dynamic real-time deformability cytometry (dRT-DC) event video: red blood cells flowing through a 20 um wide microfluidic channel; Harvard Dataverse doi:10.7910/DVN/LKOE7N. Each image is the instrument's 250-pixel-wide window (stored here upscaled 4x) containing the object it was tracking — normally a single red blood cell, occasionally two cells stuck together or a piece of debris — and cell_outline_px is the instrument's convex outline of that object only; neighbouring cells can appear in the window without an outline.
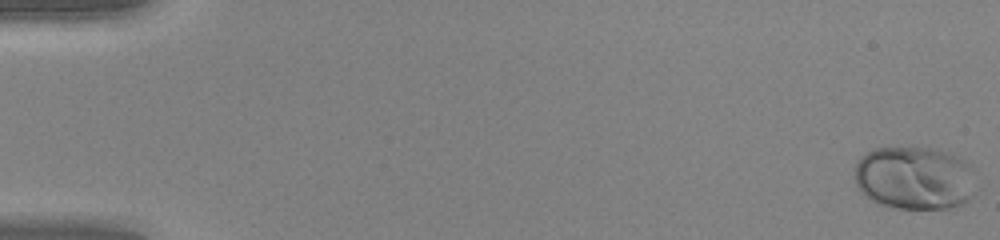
{"species": "human", "species_latin": "Homo sapiens", "temperature_condition": "warm", "stored_images_in_passage": 50, "camera_frame_rate_fps": 3000, "um_per_image_px": 0.085, "donor": {"sex": "female"}, "frame": {"image": 1, "passage_image": 1, "time_ms": 0.0, "image_size_px": [1000, 240], "cell_outline_px": [[972, 196], [964, 204], [948, 208], [896, 208], [876, 204], [860, 192], [856, 184], [856, 164], [860, 156], [872, 148], [932, 148], [952, 152], [964, 160], [968, 164]], "centroid_in_image_um": [77.66, 15.13], "position_along_channel_um": 7.3, "area_um2": 44.56}}
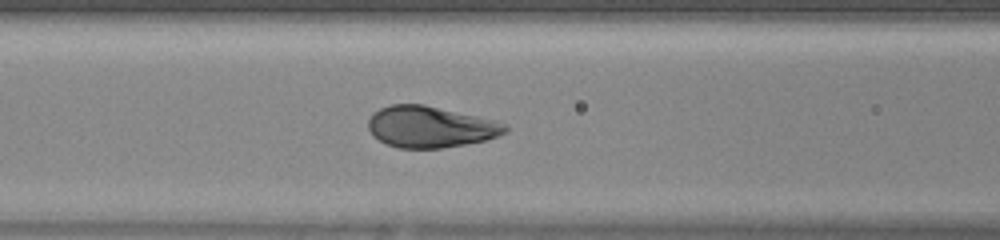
{"frame": {"image": 2, "passage_image": 22, "time_ms": 7.0, "image_size_px": [1000, 240], "cell_outline_px": [[508, 132], [500, 136], [484, 140], [464, 144], [440, 148], [400, 148], [388, 144], [380, 140], [368, 128], [368, 120], [380, 108], [392, 104], [424, 104], [496, 120], [508, 124]], "centroid_in_image_um": [36.65, 10.77], "position_along_channel_um": 130.0, "area_um2": 32.83}}
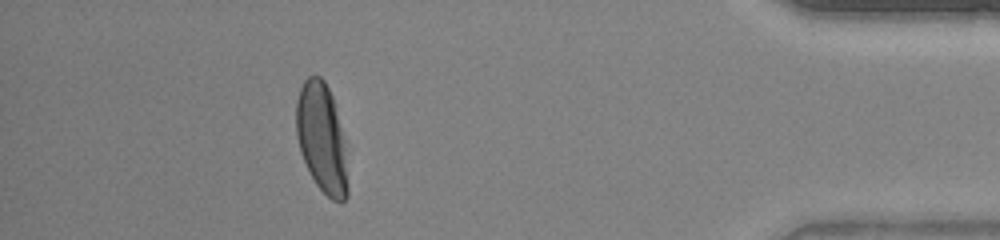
{"frame": {"image": 3, "passage_image": 45, "time_ms": 14.667, "image_size_px": [1000, 240], "cell_outline_px": [[348, 196], [344, 200], [332, 200], [316, 184], [300, 152], [296, 136], [296, 100], [300, 88], [304, 80], [308, 76], [320, 76], [324, 80], [332, 96], [340, 128], [344, 148], [348, 184]], "centroid_in_image_um": [27.32, 11.72], "position_along_channel_um": 407.9, "area_um2": 32.25}, "authors_computed_cell_mechanics": {"area_um2": 34.5644, "velocity_mm_per_s": 4.2256, "shape_relaxation_time_tau1_ms": 2.5102, "shape_relaxation_time_tau2_ms": null, "deformation_change_tau1": 0.1586, "deformation_change_tau2": null}}